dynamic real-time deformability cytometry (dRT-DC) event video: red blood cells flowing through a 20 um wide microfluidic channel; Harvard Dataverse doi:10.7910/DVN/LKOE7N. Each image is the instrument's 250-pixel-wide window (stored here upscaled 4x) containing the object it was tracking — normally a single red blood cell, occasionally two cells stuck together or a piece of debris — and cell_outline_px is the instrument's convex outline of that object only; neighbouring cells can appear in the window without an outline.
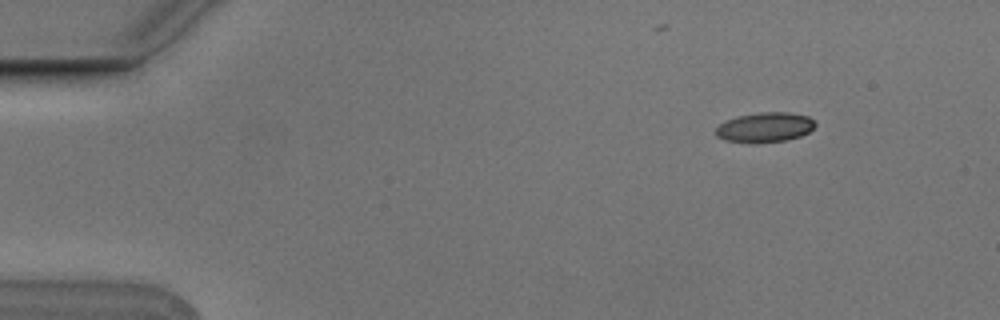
{"species": "Egyptian fruit bat (a non-hibernating species)", "species_latin": "Rousettus aegyptiacus", "temperature_condition": "cold", "stored_images_in_passage": 4, "camera_frame_rate_fps": 3000, "um_per_image_px": 0.085, "animal": {"sex": "male"}, "frame": {"image": 1, "passage_image": 2, "time_ms": 0.333, "image_size_px": [1000, 320], "cell_outline_px": [[816, 124], [808, 132], [800, 136], [784, 140], [756, 144], [752, 144], [724, 140], [716, 136], [716, 128], [720, 124], [728, 120], [740, 116], [760, 112], [788, 112], [808, 116]], "centroid_in_image_um": [65.0, 10.84], "position_along_channel_um": 20.0, "area_um2": 17.22}}
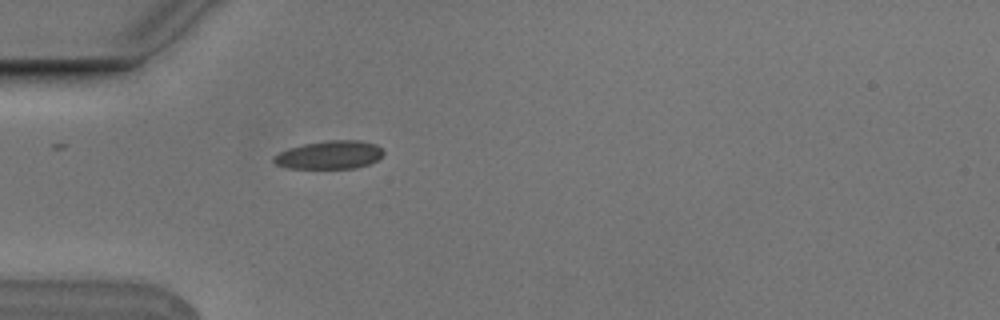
{"frame": {"image": 2, "passage_image": 4, "time_ms": 1.0, "image_size_px": [1000, 320], "cell_outline_px": [[384, 152], [376, 160], [368, 164], [356, 168], [288, 168], [276, 164], [272, 160], [272, 156], [288, 148], [304, 144], [328, 140], [360, 140], [376, 144]], "centroid_in_image_um": [27.98, 13.16], "position_along_channel_um": 57.0, "area_um2": 17.98}}